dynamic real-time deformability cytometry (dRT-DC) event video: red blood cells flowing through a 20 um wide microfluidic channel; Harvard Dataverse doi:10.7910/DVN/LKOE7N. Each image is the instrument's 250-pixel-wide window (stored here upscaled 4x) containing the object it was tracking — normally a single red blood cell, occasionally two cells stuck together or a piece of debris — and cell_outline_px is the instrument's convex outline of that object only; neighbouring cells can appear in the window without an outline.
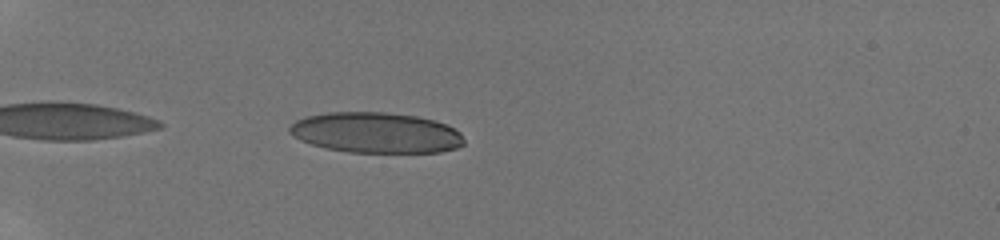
{"species": "human", "species_latin": "Homo sapiens", "temperature_condition": "room temperature", "stored_images_in_passage": 4, "camera_frame_rate_fps": 3000, "um_per_image_px": 0.085, "donor": {"sex": "male"}, "frame": {"image": 1, "passage_image": 1, "time_ms": 0.0, "image_size_px": [1000, 240], "cell_outline_px": [[464, 144], [456, 148], [440, 152], [348, 152], [328, 148], [312, 144], [300, 140], [292, 136], [288, 132], [288, 128], [296, 120], [304, 116], [328, 112], [384, 112], [416, 116], [432, 120], [444, 124], [460, 132], [464, 140]], "centroid_in_image_um": [31.92, 11.27], "position_along_channel_um": 53.1, "area_um2": 41.15}}
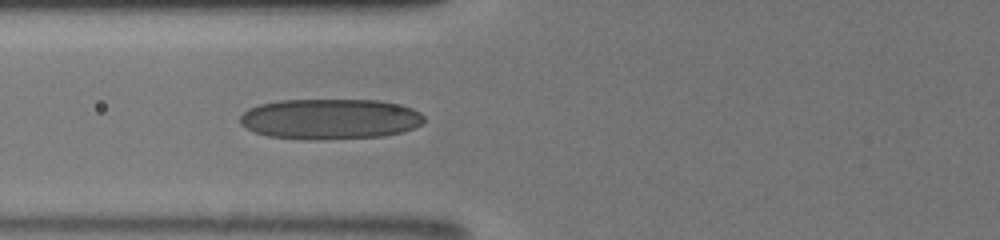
{"frame": {"image": 2, "passage_image": 4, "time_ms": 2.0, "image_size_px": [1000, 240], "cell_outline_px": [[424, 120], [420, 124], [404, 132], [384, 136], [320, 140], [308, 140], [268, 136], [244, 128], [240, 124], [240, 116], [248, 108], [260, 104], [280, 100], [376, 100], [396, 104], [412, 108], [420, 112], [424, 116]], "centroid_in_image_um": [28.03, 10.12], "position_along_channel_um": 97.8, "area_um2": 43.64}}